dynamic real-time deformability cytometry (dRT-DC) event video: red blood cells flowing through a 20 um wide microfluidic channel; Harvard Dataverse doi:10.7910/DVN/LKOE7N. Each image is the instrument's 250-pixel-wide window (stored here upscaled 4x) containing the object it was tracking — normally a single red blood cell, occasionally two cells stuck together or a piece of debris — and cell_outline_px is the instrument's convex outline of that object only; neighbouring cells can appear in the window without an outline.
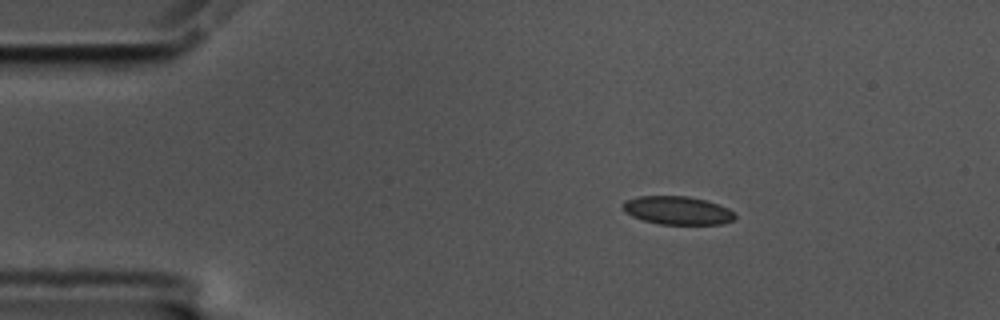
{"species": "common noctule bat (a hibernating species)", "species_latin": "Nyctalus noctula", "temperature_condition": "cold", "stored_images_in_passage": 49, "camera_frame_rate_fps": 3000, "um_per_image_px": 0.085, "animal": {"sex": "male", "body_mass_g": 17.5, "forearm_length_mm": 52.3}, "frame": {"image": 1, "passage_image": 1, "time_ms": 0.0, "image_size_px": [1000, 320], "cell_outline_px": [[736, 216], [732, 220], [724, 224], [660, 224], [644, 220], [632, 216], [624, 212], [624, 200], [640, 196], [688, 196], [704, 200], [728, 208]], "centroid_in_image_um": [57.57, 17.89], "position_along_channel_um": 27.4, "area_um2": 18.26}}
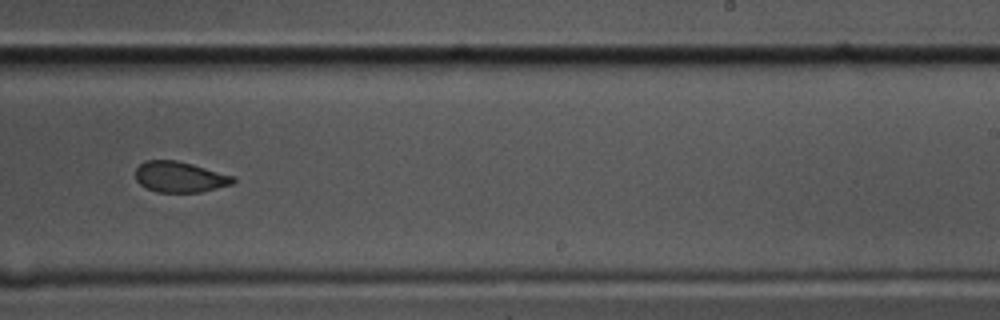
{"frame": {"image": 2, "passage_image": 27, "time_ms": 8.667, "image_size_px": [1000, 320], "cell_outline_px": [[236, 180], [232, 184], [200, 192], [156, 192], [140, 184], [136, 180], [136, 168], [144, 160], [176, 160], [192, 164], [236, 176]], "centroid_in_image_um": [15.3, 15.03], "position_along_channel_um": 273.7, "area_um2": 17.51}}
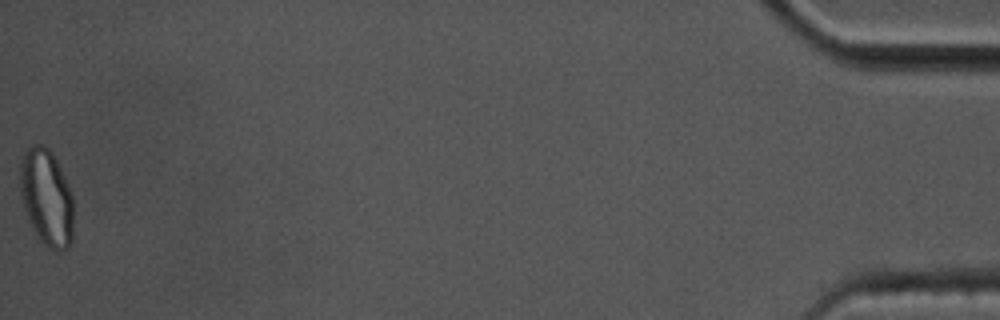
{"frame": {"image": 3, "passage_image": 49, "time_ms": 16.0, "image_size_px": [1000, 320], "cell_outline_px": [[72, 244], [68, 248], [48, 248], [36, 236], [28, 220], [20, 196], [20, 160], [24, 152], [32, 144], [40, 144], [48, 148], [52, 152], [64, 176], [72, 196]], "centroid_in_image_um": [3.93, 16.77], "position_along_channel_um": 431.3, "area_um2": 30.0}, "authors_computed_cell_mechanics": {"area_um2": 18.5538, "velocity_mm_per_s": 3.5002, "shape_relaxation_time_tau1_ms": null, "shape_relaxation_time_tau2_ms": 2.1687, "deformation_change_tau1": null, "deformation_change_tau2": 0.0522}}